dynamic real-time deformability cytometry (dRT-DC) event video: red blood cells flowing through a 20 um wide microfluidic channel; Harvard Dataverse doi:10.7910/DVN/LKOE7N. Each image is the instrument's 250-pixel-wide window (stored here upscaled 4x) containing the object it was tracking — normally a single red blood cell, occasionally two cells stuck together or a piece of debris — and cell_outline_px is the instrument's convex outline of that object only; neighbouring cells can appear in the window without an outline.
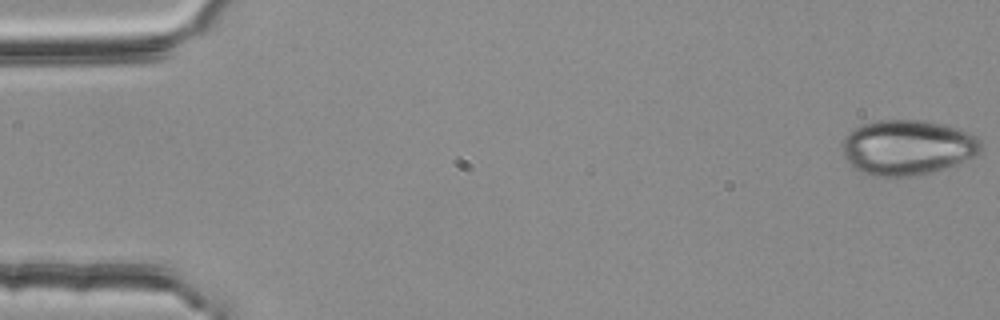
{"species": "common noctule bat (a hibernating species)", "species_latin": "Nyctalus noctula", "temperature_condition": "room temperature", "stored_images_in_passage": 49, "camera_frame_rate_fps": 3000, "um_per_image_px": 0.085, "animal": {"sex": "female", "body_mass_g": 25.1}, "frame": {"image": 1, "passage_image": 1, "time_ms": 0.0, "image_size_px": [1000, 320], "cell_outline_px": [[984, 148], [976, 156], [956, 164], [932, 172], [912, 176], [872, 176], [860, 172], [852, 168], [844, 156], [840, 148], [840, 144], [844, 136], [848, 132], [864, 124], [880, 120], [924, 120], [944, 124], [968, 132], [976, 136], [984, 144]], "centroid_in_image_um": [77.12, 12.53], "position_along_channel_um": 7.9, "area_um2": 45.08}}
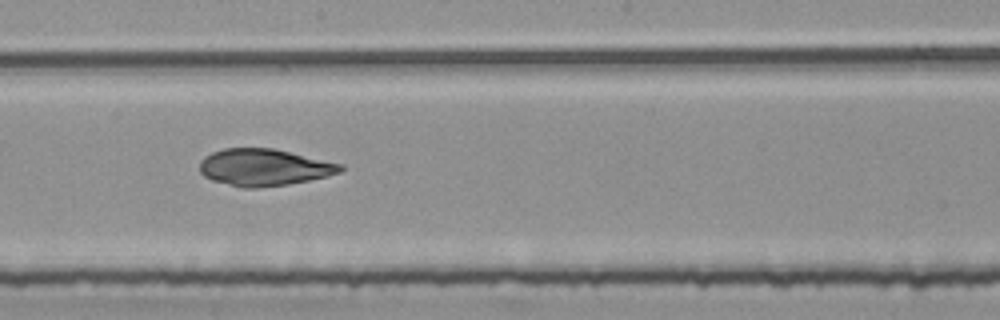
{"frame": {"image": 2, "passage_image": 30, "time_ms": 9.667, "image_size_px": [1000, 320], "cell_outline_px": [[344, 168], [340, 172], [328, 176], [288, 184], [256, 188], [240, 188], [212, 180], [204, 176], [200, 172], [200, 160], [204, 156], [212, 152], [224, 148], [272, 148], [344, 164]], "centroid_in_image_um": [22.43, 14.22], "position_along_channel_um": 225.8, "area_um2": 30.35}}
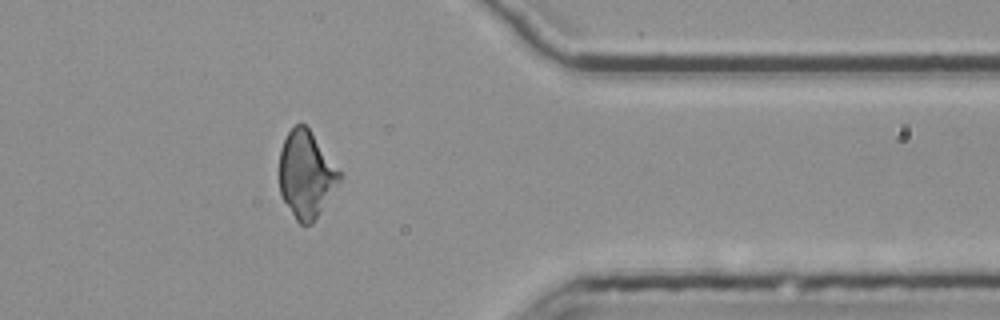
{"frame": {"image": 3, "passage_image": 44, "time_ms": 14.333, "image_size_px": [1000, 320], "cell_outline_px": [[340, 180], [312, 224], [300, 224], [296, 220], [280, 196], [280, 148], [288, 132], [296, 124], [304, 124], [308, 128], [340, 172]], "centroid_in_image_um": [25.98, 14.85], "position_along_channel_um": 385.4, "area_um2": 29.77}}